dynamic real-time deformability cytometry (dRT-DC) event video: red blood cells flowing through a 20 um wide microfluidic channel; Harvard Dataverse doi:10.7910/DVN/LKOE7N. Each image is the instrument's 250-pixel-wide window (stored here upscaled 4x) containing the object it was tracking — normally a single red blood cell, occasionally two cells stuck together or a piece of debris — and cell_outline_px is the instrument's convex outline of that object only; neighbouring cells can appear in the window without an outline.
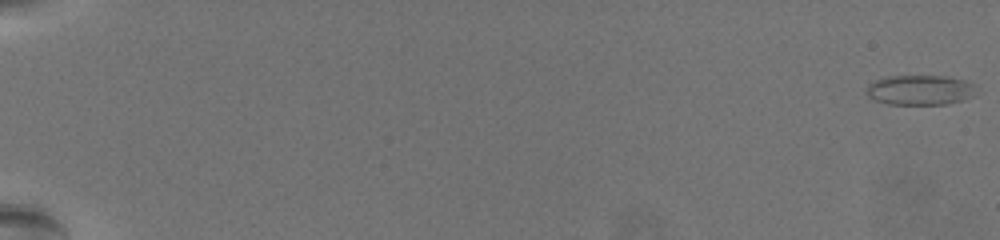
{"species": "common noctule bat (a hibernating species)", "species_latin": "Nyctalus noctula", "temperature_condition": "warm", "stored_images_in_passage": 63, "camera_frame_rate_fps": 3000, "um_per_image_px": 0.085, "animal": {"sex": "female", "body_mass_g": 19.5, "forearm_length_mm": 54.1}, "frame": {"image": 1, "passage_image": 1, "time_ms": 0.0, "image_size_px": [1000, 240], "cell_outline_px": [[972, 96], [960, 100], [944, 104], [888, 104], [876, 100], [868, 96], [868, 88], [876, 80], [888, 76], [944, 76], [964, 80], [972, 84]], "centroid_in_image_um": [78.17, 7.65], "position_along_channel_um": 6.8, "area_um2": 18.5}}
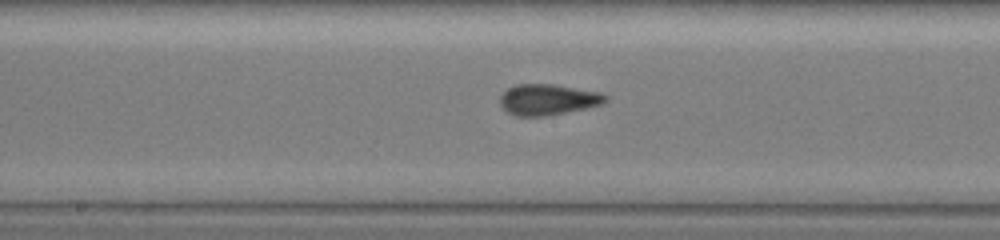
{"frame": {"image": 2, "passage_image": 37, "time_ms": 12.0, "image_size_px": [1000, 240], "cell_outline_px": [[608, 100], [600, 104], [584, 108], [548, 116], [516, 116], [508, 112], [500, 104], [500, 96], [508, 88], [516, 84], [552, 84], [600, 92], [608, 96]], "centroid_in_image_um": [46.56, 8.46], "position_along_channel_um": 201.6, "area_um2": 18.84}}
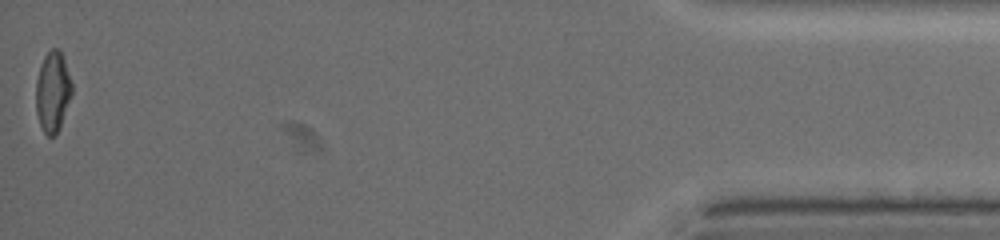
{"frame": {"image": 3, "passage_image": 63, "time_ms": 20.667, "image_size_px": [1000, 240], "cell_outline_px": [[72, 92], [60, 128], [56, 136], [48, 136], [44, 132], [40, 124], [36, 112], [36, 80], [44, 56], [52, 48], [56, 48], [60, 52], [64, 60], [72, 84]], "centroid_in_image_um": [4.47, 7.83], "position_along_channel_um": 430.7, "area_um2": 16.65}, "authors_computed_cell_mechanics": {"area_um2": 18.0336, "velocity_mm_per_s": 3.5448, "shape_relaxation_time_tau1_ms": 8.2611, "shape_relaxation_time_tau2_ms": 0.9399, "deformation_change_tau1": 0.1808, "deformation_change_tau2": 0.0554}}